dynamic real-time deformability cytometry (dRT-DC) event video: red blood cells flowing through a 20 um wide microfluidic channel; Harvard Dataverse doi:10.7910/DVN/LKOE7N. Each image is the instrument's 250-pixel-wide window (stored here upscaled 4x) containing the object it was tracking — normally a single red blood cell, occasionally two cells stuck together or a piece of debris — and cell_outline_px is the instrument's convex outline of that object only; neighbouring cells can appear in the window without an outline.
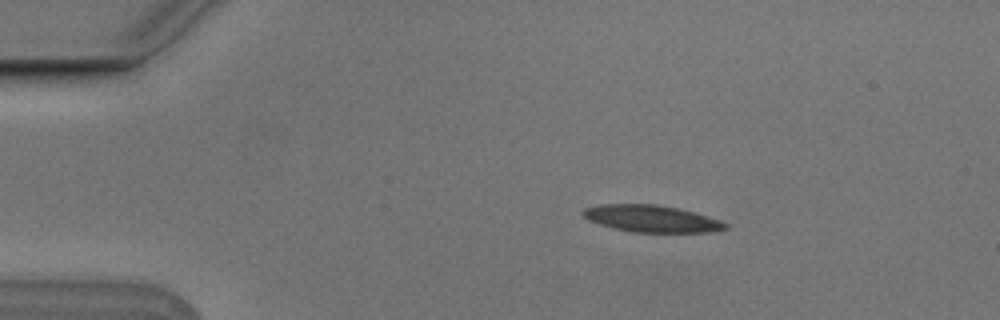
{"species": "Egyptian fruit bat (a non-hibernating species)", "species_latin": "Rousettus aegyptiacus", "temperature_condition": "cold", "stored_images_in_passage": 4, "camera_frame_rate_fps": 3000, "um_per_image_px": 0.085, "animal": {"sex": "male"}, "frame": {"image": 1, "passage_image": 1, "time_ms": 0.0, "image_size_px": [1000, 320], "cell_outline_px": [[728, 228], [708, 232], [632, 232], [612, 228], [588, 220], [580, 212], [584, 208], [600, 204], [656, 204], [676, 208], [692, 212], [720, 220], [728, 224]], "centroid_in_image_um": [55.33, 18.58], "position_along_channel_um": 29.7, "area_um2": 22.2}}